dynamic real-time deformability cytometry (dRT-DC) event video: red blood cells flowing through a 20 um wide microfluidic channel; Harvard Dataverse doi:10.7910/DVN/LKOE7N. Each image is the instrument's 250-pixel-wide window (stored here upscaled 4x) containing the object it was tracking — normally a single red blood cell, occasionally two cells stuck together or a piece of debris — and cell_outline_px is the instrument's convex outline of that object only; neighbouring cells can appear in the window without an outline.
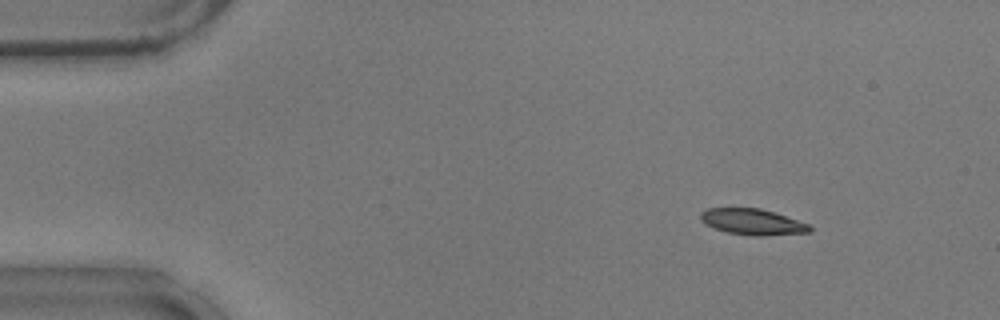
{"species": "common noctule bat (a hibernating species)", "species_latin": "Nyctalus noctula", "temperature_condition": "warm", "stored_images_in_passage": 53, "camera_frame_rate_fps": 3000, "um_per_image_px": 0.085, "animal": {"sex": "male", "body_mass_g": 17.9}, "frame": {"image": 1, "passage_image": 6, "time_ms": 1.667, "image_size_px": [1000, 320], "cell_outline_px": [[812, 232], [760, 236], [752, 236], [728, 232], [704, 224], [700, 220], [700, 212], [708, 208], [760, 208], [812, 224]], "centroid_in_image_um": [63.99, 18.86], "position_along_channel_um": 21.0, "area_um2": 16.65}}
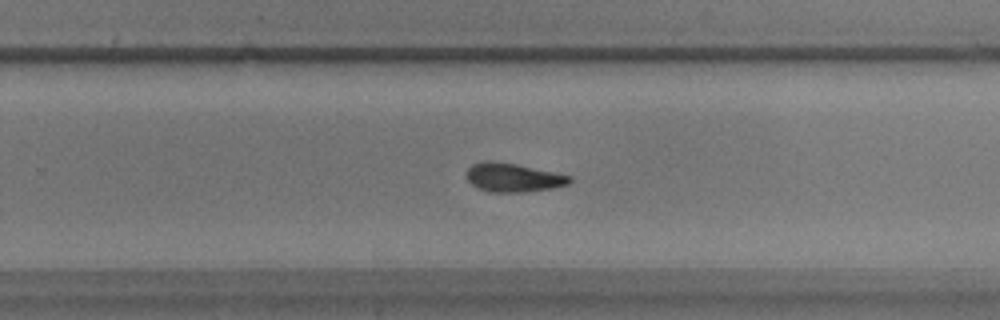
{"frame": {"image": 2, "passage_image": 34, "time_ms": 11.0, "image_size_px": [1000, 320], "cell_outline_px": [[572, 180], [568, 184], [556, 188], [524, 192], [492, 192], [476, 188], [468, 180], [468, 168], [472, 164], [484, 160], [492, 160], [516, 164], [572, 176]], "centroid_in_image_um": [43.63, 15.09], "position_along_channel_um": 286.2, "area_um2": 17.34}}
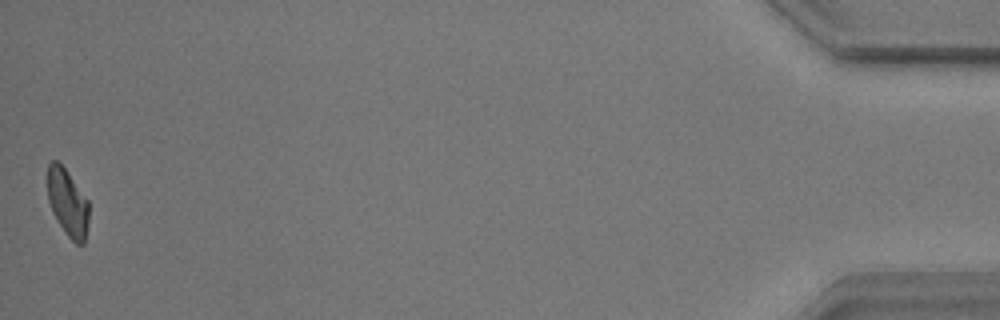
{"frame": {"image": 3, "passage_image": 53, "time_ms": 17.333, "image_size_px": [1000, 320], "cell_outline_px": [[88, 224], [84, 244], [76, 244], [68, 236], [56, 220], [52, 212], [48, 200], [48, 164], [52, 160], [56, 160], [64, 168], [88, 200]], "centroid_in_image_um": [5.74, 17.25], "position_along_channel_um": 429.5, "area_um2": 16.01}, "authors_computed_cell_mechanics": {"area_um2": 17.3978, "velocity_mm_per_s": 3.7306, "shape_relaxation_time_tau1_ms": 3.115, "shape_relaxation_time_tau2_ms": 4.9095, "deformation_change_tau1": 0.1386, "deformation_change_tau2": 0.1014}}